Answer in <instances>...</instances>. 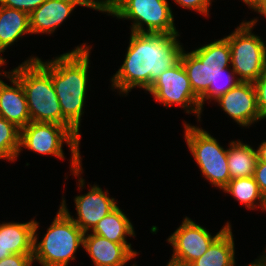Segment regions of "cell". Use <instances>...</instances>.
<instances>
[{"label":"cell","mask_w":266,"mask_h":266,"mask_svg":"<svg viewBox=\"0 0 266 266\" xmlns=\"http://www.w3.org/2000/svg\"><path fill=\"white\" fill-rule=\"evenodd\" d=\"M77 5L100 11V0H46L29 14L31 35L52 34Z\"/></svg>","instance_id":"cell-13"},{"label":"cell","mask_w":266,"mask_h":266,"mask_svg":"<svg viewBox=\"0 0 266 266\" xmlns=\"http://www.w3.org/2000/svg\"><path fill=\"white\" fill-rule=\"evenodd\" d=\"M87 43L51 60L52 83L62 110V125L79 133L88 84L91 48Z\"/></svg>","instance_id":"cell-2"},{"label":"cell","mask_w":266,"mask_h":266,"mask_svg":"<svg viewBox=\"0 0 266 266\" xmlns=\"http://www.w3.org/2000/svg\"><path fill=\"white\" fill-rule=\"evenodd\" d=\"M229 226L230 223L227 222L216 235L212 236L206 228L185 217L182 224L167 239L173 247L171 260L189 266L197 258L202 257Z\"/></svg>","instance_id":"cell-11"},{"label":"cell","mask_w":266,"mask_h":266,"mask_svg":"<svg viewBox=\"0 0 266 266\" xmlns=\"http://www.w3.org/2000/svg\"><path fill=\"white\" fill-rule=\"evenodd\" d=\"M35 219L0 224V246L11 254H33Z\"/></svg>","instance_id":"cell-17"},{"label":"cell","mask_w":266,"mask_h":266,"mask_svg":"<svg viewBox=\"0 0 266 266\" xmlns=\"http://www.w3.org/2000/svg\"><path fill=\"white\" fill-rule=\"evenodd\" d=\"M264 253L266 254L265 251H264ZM247 266H266V255L260 256L259 259H256L255 262H253V263L251 262Z\"/></svg>","instance_id":"cell-32"},{"label":"cell","mask_w":266,"mask_h":266,"mask_svg":"<svg viewBox=\"0 0 266 266\" xmlns=\"http://www.w3.org/2000/svg\"><path fill=\"white\" fill-rule=\"evenodd\" d=\"M237 124L248 127L264 119L258 110L252 82H239L234 88L215 100Z\"/></svg>","instance_id":"cell-14"},{"label":"cell","mask_w":266,"mask_h":266,"mask_svg":"<svg viewBox=\"0 0 266 266\" xmlns=\"http://www.w3.org/2000/svg\"><path fill=\"white\" fill-rule=\"evenodd\" d=\"M60 207L72 218V220L86 233L92 230L95 225L113 209L117 207L114 198H110L108 191L104 192L99 185H93L90 190L83 195L74 198L77 218H73L67 209L65 198H62Z\"/></svg>","instance_id":"cell-12"},{"label":"cell","mask_w":266,"mask_h":266,"mask_svg":"<svg viewBox=\"0 0 266 266\" xmlns=\"http://www.w3.org/2000/svg\"><path fill=\"white\" fill-rule=\"evenodd\" d=\"M223 191L231 194L236 198L235 200L244 204L250 210H254L259 206L262 210L264 209L265 198L253 176L231 179Z\"/></svg>","instance_id":"cell-22"},{"label":"cell","mask_w":266,"mask_h":266,"mask_svg":"<svg viewBox=\"0 0 266 266\" xmlns=\"http://www.w3.org/2000/svg\"><path fill=\"white\" fill-rule=\"evenodd\" d=\"M20 128L0 117V159L16 160L19 153Z\"/></svg>","instance_id":"cell-23"},{"label":"cell","mask_w":266,"mask_h":266,"mask_svg":"<svg viewBox=\"0 0 266 266\" xmlns=\"http://www.w3.org/2000/svg\"><path fill=\"white\" fill-rule=\"evenodd\" d=\"M24 34H31L29 14L0 5V55ZM6 64V60L0 56Z\"/></svg>","instance_id":"cell-18"},{"label":"cell","mask_w":266,"mask_h":266,"mask_svg":"<svg viewBox=\"0 0 266 266\" xmlns=\"http://www.w3.org/2000/svg\"><path fill=\"white\" fill-rule=\"evenodd\" d=\"M227 149L228 169L231 179L252 177L257 165V151L240 140L231 141Z\"/></svg>","instance_id":"cell-20"},{"label":"cell","mask_w":266,"mask_h":266,"mask_svg":"<svg viewBox=\"0 0 266 266\" xmlns=\"http://www.w3.org/2000/svg\"><path fill=\"white\" fill-rule=\"evenodd\" d=\"M229 68L230 67L220 70L214 85H210L208 91L200 98L201 109H203L204 101L210 100L211 102V100H217L220 96L224 95L241 82L238 77H236L235 72Z\"/></svg>","instance_id":"cell-24"},{"label":"cell","mask_w":266,"mask_h":266,"mask_svg":"<svg viewBox=\"0 0 266 266\" xmlns=\"http://www.w3.org/2000/svg\"><path fill=\"white\" fill-rule=\"evenodd\" d=\"M130 243H116L96 234H84V246L94 266H125L138 255Z\"/></svg>","instance_id":"cell-15"},{"label":"cell","mask_w":266,"mask_h":266,"mask_svg":"<svg viewBox=\"0 0 266 266\" xmlns=\"http://www.w3.org/2000/svg\"><path fill=\"white\" fill-rule=\"evenodd\" d=\"M260 1L261 0H242L250 9H254Z\"/></svg>","instance_id":"cell-33"},{"label":"cell","mask_w":266,"mask_h":266,"mask_svg":"<svg viewBox=\"0 0 266 266\" xmlns=\"http://www.w3.org/2000/svg\"><path fill=\"white\" fill-rule=\"evenodd\" d=\"M5 63L0 59V67L2 66V65H4ZM0 74H1V72H0Z\"/></svg>","instance_id":"cell-36"},{"label":"cell","mask_w":266,"mask_h":266,"mask_svg":"<svg viewBox=\"0 0 266 266\" xmlns=\"http://www.w3.org/2000/svg\"><path fill=\"white\" fill-rule=\"evenodd\" d=\"M183 67L187 73L194 94L200 99L214 85L220 70L230 67L231 48L223 37L202 47L181 55Z\"/></svg>","instance_id":"cell-7"},{"label":"cell","mask_w":266,"mask_h":266,"mask_svg":"<svg viewBox=\"0 0 266 266\" xmlns=\"http://www.w3.org/2000/svg\"><path fill=\"white\" fill-rule=\"evenodd\" d=\"M100 12L118 19L132 20L131 32L179 33L167 0H100Z\"/></svg>","instance_id":"cell-5"},{"label":"cell","mask_w":266,"mask_h":266,"mask_svg":"<svg viewBox=\"0 0 266 266\" xmlns=\"http://www.w3.org/2000/svg\"><path fill=\"white\" fill-rule=\"evenodd\" d=\"M33 254H11L0 261V266H32Z\"/></svg>","instance_id":"cell-28"},{"label":"cell","mask_w":266,"mask_h":266,"mask_svg":"<svg viewBox=\"0 0 266 266\" xmlns=\"http://www.w3.org/2000/svg\"><path fill=\"white\" fill-rule=\"evenodd\" d=\"M22 85L31 121L62 125V110L52 78L51 60L31 57L9 71Z\"/></svg>","instance_id":"cell-3"},{"label":"cell","mask_w":266,"mask_h":266,"mask_svg":"<svg viewBox=\"0 0 266 266\" xmlns=\"http://www.w3.org/2000/svg\"><path fill=\"white\" fill-rule=\"evenodd\" d=\"M46 0H0V5L31 14Z\"/></svg>","instance_id":"cell-26"},{"label":"cell","mask_w":266,"mask_h":266,"mask_svg":"<svg viewBox=\"0 0 266 266\" xmlns=\"http://www.w3.org/2000/svg\"><path fill=\"white\" fill-rule=\"evenodd\" d=\"M179 36L131 32L123 64L111 78L112 88L124 95L135 87L147 91L161 73L180 62L184 48Z\"/></svg>","instance_id":"cell-1"},{"label":"cell","mask_w":266,"mask_h":266,"mask_svg":"<svg viewBox=\"0 0 266 266\" xmlns=\"http://www.w3.org/2000/svg\"><path fill=\"white\" fill-rule=\"evenodd\" d=\"M156 102L165 107L176 104L182 106L186 113L197 115L198 121L202 113L200 99L194 94L182 62L161 73L147 90Z\"/></svg>","instance_id":"cell-10"},{"label":"cell","mask_w":266,"mask_h":266,"mask_svg":"<svg viewBox=\"0 0 266 266\" xmlns=\"http://www.w3.org/2000/svg\"><path fill=\"white\" fill-rule=\"evenodd\" d=\"M81 135L76 134L70 127L55 123L31 121L20 129L19 153L23 147L42 155H52L64 160L63 142L71 151V172L79 177L83 173L80 156Z\"/></svg>","instance_id":"cell-6"},{"label":"cell","mask_w":266,"mask_h":266,"mask_svg":"<svg viewBox=\"0 0 266 266\" xmlns=\"http://www.w3.org/2000/svg\"><path fill=\"white\" fill-rule=\"evenodd\" d=\"M91 232L116 243H127L126 236H135L130 219L118 206L104 216Z\"/></svg>","instance_id":"cell-21"},{"label":"cell","mask_w":266,"mask_h":266,"mask_svg":"<svg viewBox=\"0 0 266 266\" xmlns=\"http://www.w3.org/2000/svg\"><path fill=\"white\" fill-rule=\"evenodd\" d=\"M166 266H188V265H185V264H182V263H178V262H175V261L170 259Z\"/></svg>","instance_id":"cell-35"},{"label":"cell","mask_w":266,"mask_h":266,"mask_svg":"<svg viewBox=\"0 0 266 266\" xmlns=\"http://www.w3.org/2000/svg\"><path fill=\"white\" fill-rule=\"evenodd\" d=\"M11 255L8 251H5L1 246H0V261L4 259L5 257Z\"/></svg>","instance_id":"cell-34"},{"label":"cell","mask_w":266,"mask_h":266,"mask_svg":"<svg viewBox=\"0 0 266 266\" xmlns=\"http://www.w3.org/2000/svg\"><path fill=\"white\" fill-rule=\"evenodd\" d=\"M231 225L210 245L206 253L189 266H235Z\"/></svg>","instance_id":"cell-19"},{"label":"cell","mask_w":266,"mask_h":266,"mask_svg":"<svg viewBox=\"0 0 266 266\" xmlns=\"http://www.w3.org/2000/svg\"><path fill=\"white\" fill-rule=\"evenodd\" d=\"M257 106L260 112V115L265 119L266 118V68L263 73L258 77V79L253 82Z\"/></svg>","instance_id":"cell-25"},{"label":"cell","mask_w":266,"mask_h":266,"mask_svg":"<svg viewBox=\"0 0 266 266\" xmlns=\"http://www.w3.org/2000/svg\"><path fill=\"white\" fill-rule=\"evenodd\" d=\"M261 194L266 197V162L257 161L253 175Z\"/></svg>","instance_id":"cell-29"},{"label":"cell","mask_w":266,"mask_h":266,"mask_svg":"<svg viewBox=\"0 0 266 266\" xmlns=\"http://www.w3.org/2000/svg\"><path fill=\"white\" fill-rule=\"evenodd\" d=\"M257 21H243L225 36L231 48L232 70L242 82H255L266 68V41L252 33Z\"/></svg>","instance_id":"cell-8"},{"label":"cell","mask_w":266,"mask_h":266,"mask_svg":"<svg viewBox=\"0 0 266 266\" xmlns=\"http://www.w3.org/2000/svg\"><path fill=\"white\" fill-rule=\"evenodd\" d=\"M264 211L266 210V197H265V204H264Z\"/></svg>","instance_id":"cell-37"},{"label":"cell","mask_w":266,"mask_h":266,"mask_svg":"<svg viewBox=\"0 0 266 266\" xmlns=\"http://www.w3.org/2000/svg\"><path fill=\"white\" fill-rule=\"evenodd\" d=\"M253 10L260 13V16L266 17V0H261Z\"/></svg>","instance_id":"cell-31"},{"label":"cell","mask_w":266,"mask_h":266,"mask_svg":"<svg viewBox=\"0 0 266 266\" xmlns=\"http://www.w3.org/2000/svg\"><path fill=\"white\" fill-rule=\"evenodd\" d=\"M179 6L182 8L192 9L197 11L198 13L203 14L204 16H208L209 7L211 5L212 0H174Z\"/></svg>","instance_id":"cell-27"},{"label":"cell","mask_w":266,"mask_h":266,"mask_svg":"<svg viewBox=\"0 0 266 266\" xmlns=\"http://www.w3.org/2000/svg\"><path fill=\"white\" fill-rule=\"evenodd\" d=\"M257 151L258 161L266 162V141L261 142Z\"/></svg>","instance_id":"cell-30"},{"label":"cell","mask_w":266,"mask_h":266,"mask_svg":"<svg viewBox=\"0 0 266 266\" xmlns=\"http://www.w3.org/2000/svg\"><path fill=\"white\" fill-rule=\"evenodd\" d=\"M38 226L35 220L33 262L42 266H67L70 260H75L77 249L84 246L85 233L61 207L40 242Z\"/></svg>","instance_id":"cell-4"},{"label":"cell","mask_w":266,"mask_h":266,"mask_svg":"<svg viewBox=\"0 0 266 266\" xmlns=\"http://www.w3.org/2000/svg\"><path fill=\"white\" fill-rule=\"evenodd\" d=\"M14 85L0 79V117L22 129L31 122L26 96L21 83L8 71L1 72Z\"/></svg>","instance_id":"cell-16"},{"label":"cell","mask_w":266,"mask_h":266,"mask_svg":"<svg viewBox=\"0 0 266 266\" xmlns=\"http://www.w3.org/2000/svg\"><path fill=\"white\" fill-rule=\"evenodd\" d=\"M183 125L188 150L192 153L201 173L210 184L223 190L231 180L227 149H224L217 139L202 127L192 126L185 122Z\"/></svg>","instance_id":"cell-9"}]
</instances>
